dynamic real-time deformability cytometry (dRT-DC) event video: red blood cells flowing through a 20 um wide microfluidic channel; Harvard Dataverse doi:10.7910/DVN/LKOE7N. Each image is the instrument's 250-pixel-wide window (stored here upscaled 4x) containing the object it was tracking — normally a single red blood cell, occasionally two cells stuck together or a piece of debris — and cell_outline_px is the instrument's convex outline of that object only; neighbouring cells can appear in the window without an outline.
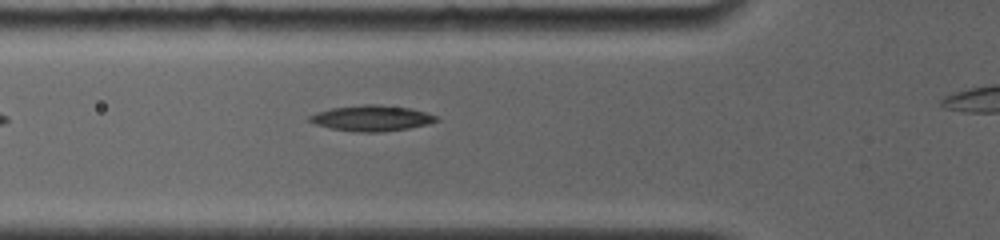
{"species": "common noctule bat (a hibernating species)", "species_latin": "Nyctalus noctula", "temperature_condition": "room temperature", "stored_images_in_passage": 4, "camera_frame_rate_fps": 4000, "um_per_image_px": 0.085, "animal": {"sex": "female", "body_mass_g": 19.0, "forearm_length_mm": 56.7}, "frame": {"image": 1, "passage_image": 4, "time_ms": 2.5, "image_size_px": [1000, 240], "cell_outline_px": [[440, 120], [428, 124], [408, 128], [380, 132], [360, 132], [332, 128], [316, 124], [308, 120], [308, 116], [316, 112], [332, 108], [364, 104], [376, 104], [408, 108], [424, 112], [436, 116]], "centroid_in_image_um": [31.58, 10.04], "position_along_channel_um": 94.2, "area_um2": 18.73}}